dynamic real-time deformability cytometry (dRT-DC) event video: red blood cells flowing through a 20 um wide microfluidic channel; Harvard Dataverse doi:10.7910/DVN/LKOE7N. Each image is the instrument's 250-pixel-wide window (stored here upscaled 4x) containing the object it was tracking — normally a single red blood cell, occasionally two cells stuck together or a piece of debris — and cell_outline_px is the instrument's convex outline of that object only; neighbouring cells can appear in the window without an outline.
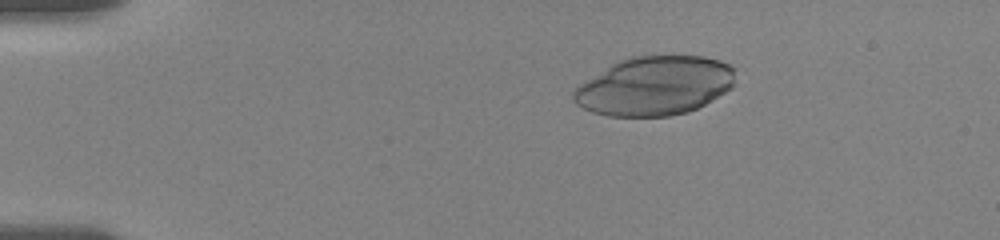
{"species": "human", "species_latin": "Homo sapiens", "temperature_condition": "room temperature", "stored_images_in_passage": 45, "camera_frame_rate_fps": 3000, "um_per_image_px": 0.085, "donor": {"sex": "female"}, "frame": {"image": 1, "passage_image": 16, "time_ms": 3.333, "image_size_px": [1000, 240], "cell_outline_px": [[736, 84], [732, 88], [704, 104], [688, 112], [668, 116], [608, 116], [592, 112], [576, 104], [572, 100], [572, 92], [580, 84], [612, 64], [620, 60], [632, 56], [704, 56], [720, 60], [736, 68]], "centroid_in_image_um": [55.68, 7.3], "position_along_channel_um": 29.3, "area_um2": 55.72}}